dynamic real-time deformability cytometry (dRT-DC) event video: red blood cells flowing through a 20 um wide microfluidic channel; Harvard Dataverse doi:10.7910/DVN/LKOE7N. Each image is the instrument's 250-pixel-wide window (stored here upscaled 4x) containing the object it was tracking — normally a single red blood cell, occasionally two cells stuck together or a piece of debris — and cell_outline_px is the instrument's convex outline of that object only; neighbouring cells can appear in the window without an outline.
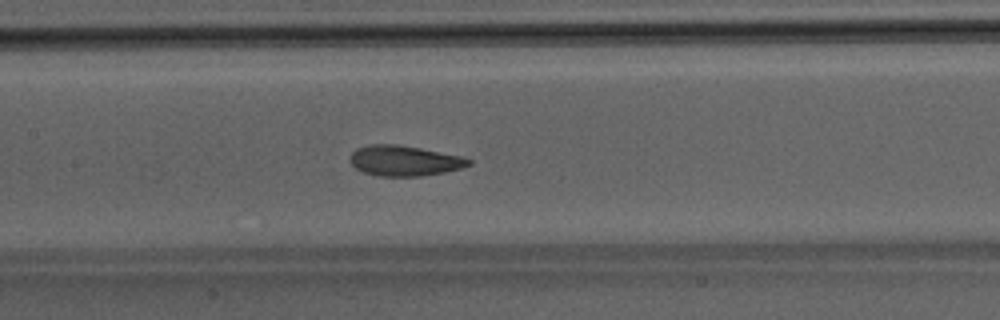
{"species": "Egyptian fruit bat (a non-hibernating species)", "species_latin": "Rousettus aegyptiacus", "temperature_condition": "room temperature", "stored_images_in_passage": 38, "camera_frame_rate_fps": 3000, "um_per_image_px": 0.085, "animal": {"sex": "male"}, "frame": {"image": 1, "passage_image": 13, "time_ms": 4.0, "image_size_px": [1000, 320], "cell_outline_px": [[472, 164], [460, 168], [444, 172], [420, 176], [380, 176], [364, 172], [356, 168], [348, 160], [352, 152], [356, 148], [368, 144], [396, 144], [420, 148], [460, 156], [472, 160]], "centroid_in_image_um": [34.33, 13.65], "position_along_channel_um": 173.1, "area_um2": 20.92}}
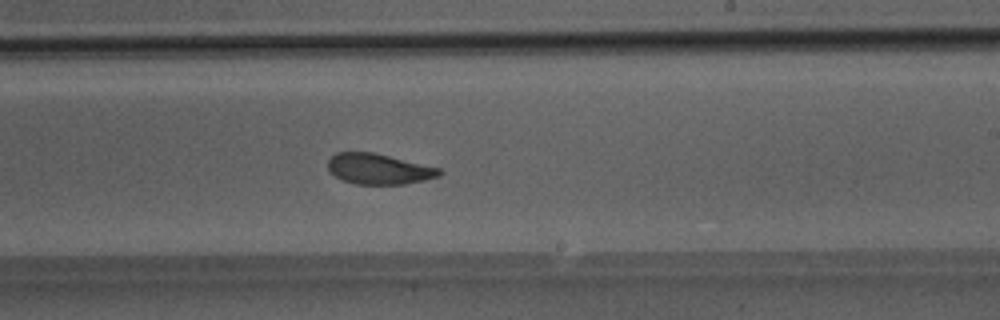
{"frame": {"image": 2, "passage_image": 19, "time_ms": 6.0, "image_size_px": [1000, 320], "cell_outline_px": [[444, 172], [440, 176], [424, 180], [404, 184], [356, 184], [344, 180], [328, 172], [328, 160], [336, 152], [372, 152], [440, 168]], "centroid_in_image_um": [32.19, 14.36], "position_along_channel_um": 256.8, "area_um2": 19.77}}
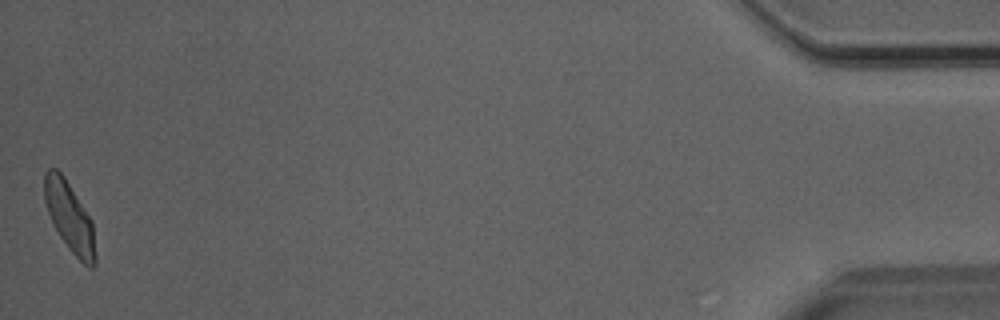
{"frame": {"image": 3, "passage_image": 38, "time_ms": 12.333, "image_size_px": [1000, 320], "cell_outline_px": [[96, 264], [92, 268], [88, 268], [68, 248], [60, 236], [48, 212], [44, 200], [44, 172], [48, 168], [56, 168], [64, 176], [92, 220], [96, 256]], "centroid_in_image_um": [5.92, 18.44], "position_along_channel_um": 429.3, "area_um2": 20.58}}